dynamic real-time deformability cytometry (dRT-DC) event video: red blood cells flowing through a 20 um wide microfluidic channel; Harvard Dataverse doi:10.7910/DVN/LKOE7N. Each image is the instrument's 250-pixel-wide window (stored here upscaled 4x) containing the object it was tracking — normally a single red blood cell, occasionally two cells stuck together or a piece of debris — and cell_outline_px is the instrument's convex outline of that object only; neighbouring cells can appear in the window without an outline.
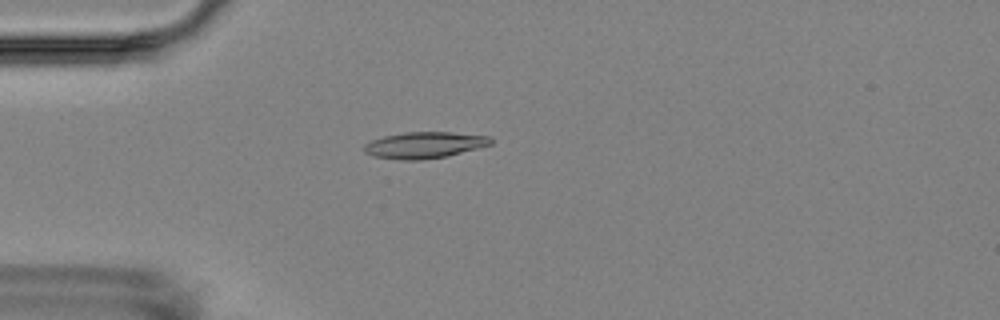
{"species": "Egyptian fruit bat (a non-hibernating species)", "species_latin": "Rousettus aegyptiacus", "temperature_condition": "room temperature", "stored_images_in_passage": 3, "camera_frame_rate_fps": 3000, "um_per_image_px": 0.085, "animal": {"sex": "female"}, "frame": {"image": 1, "passage_image": 2, "time_ms": 1.333, "image_size_px": [1000, 320], "cell_outline_px": [[492, 144], [448, 156], [420, 160], [400, 160], [372, 156], [364, 152], [364, 144], [372, 140], [384, 136], [404, 132], [452, 132], [492, 136]], "centroid_in_image_um": [36.08, 12.33], "position_along_channel_um": 48.9, "area_um2": 19.59}}